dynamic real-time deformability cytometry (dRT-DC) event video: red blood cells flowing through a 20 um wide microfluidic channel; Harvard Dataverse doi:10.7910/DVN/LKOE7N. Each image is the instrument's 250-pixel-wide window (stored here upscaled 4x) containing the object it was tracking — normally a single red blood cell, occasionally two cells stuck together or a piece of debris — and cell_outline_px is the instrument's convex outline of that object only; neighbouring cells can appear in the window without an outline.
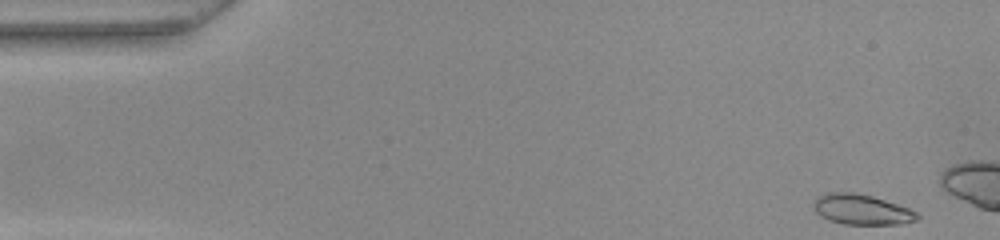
{"species": "common noctule bat (a hibernating species)", "species_latin": "Nyctalus noctula", "temperature_condition": "warm", "stored_images_in_passage": 13, "camera_frame_rate_fps": 3000, "um_per_image_px": 0.085, "animal": {"sex": "female", "body_mass_g": 22.0, "forearm_length_mm": 56.7}, "frame": {"image": 1, "passage_image": 1, "time_ms": 0.0, "image_size_px": [1000, 240], "cell_outline_px": [[920, 220], [900, 224], [844, 224], [828, 220], [820, 216], [812, 208], [812, 204], [816, 196], [828, 192], [852, 192], [872, 196], [908, 208], [916, 212], [920, 216]], "centroid_in_image_um": [73.2, 17.81], "position_along_channel_um": 11.8, "area_um2": 18.44}}